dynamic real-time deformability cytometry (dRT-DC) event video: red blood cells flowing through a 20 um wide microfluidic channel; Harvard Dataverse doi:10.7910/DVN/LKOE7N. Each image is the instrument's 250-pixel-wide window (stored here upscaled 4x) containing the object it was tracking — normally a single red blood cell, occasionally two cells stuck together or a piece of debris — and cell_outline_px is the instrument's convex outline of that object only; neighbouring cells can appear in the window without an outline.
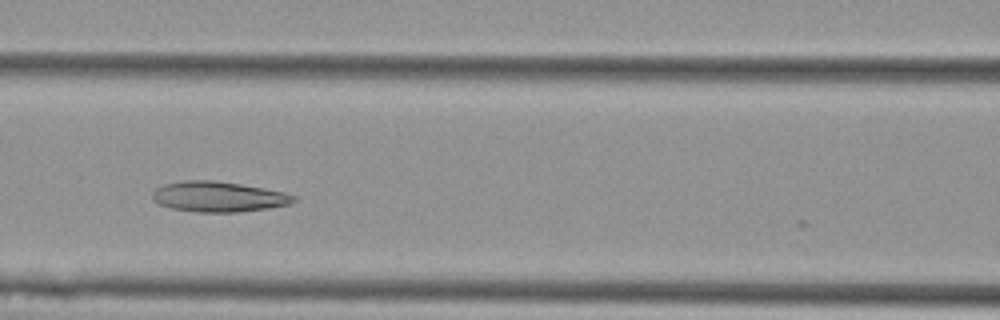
{"species": "Egyptian fruit bat (a non-hibernating species)", "species_latin": "Rousettus aegyptiacus", "temperature_condition": "cold", "stored_images_in_passage": 6, "camera_frame_rate_fps": 3000, "um_per_image_px": 0.085, "animal": {"sex": "female"}, "frame": {"image": 1, "passage_image": 5, "time_ms": 1.333, "image_size_px": [1000, 320], "cell_outline_px": [[296, 200], [288, 204], [268, 208], [236, 212], [200, 212], [172, 208], [160, 204], [152, 200], [152, 192], [156, 188], [164, 184], [184, 180], [212, 180], [240, 184], [264, 188], [284, 192], [296, 196]], "centroid_in_image_um": [18.55, 16.71], "position_along_channel_um": 148.1, "area_um2": 24.85}}